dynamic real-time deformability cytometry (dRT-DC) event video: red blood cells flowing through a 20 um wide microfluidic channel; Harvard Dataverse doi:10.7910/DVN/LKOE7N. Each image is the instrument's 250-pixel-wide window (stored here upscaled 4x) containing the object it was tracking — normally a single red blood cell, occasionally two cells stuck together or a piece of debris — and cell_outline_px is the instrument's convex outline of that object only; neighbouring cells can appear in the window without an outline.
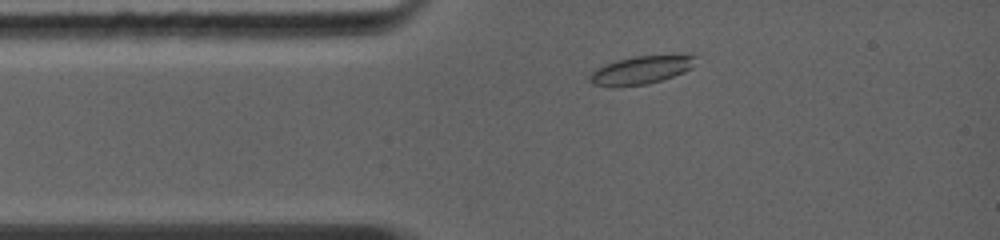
{"species": "common noctule bat (a hibernating species)", "species_latin": "Nyctalus noctula", "temperature_condition": "warm", "stored_images_in_passage": 24, "camera_frame_rate_fps": 5000, "um_per_image_px": 0.085, "animal": {"sex": "female", "body_mass_g": 19.0, "forearm_length_mm": 56.7}, "frame": {"image": 1, "passage_image": 3, "time_ms": 1.0, "image_size_px": [1000, 240], "cell_outline_px": [[696, 56], [692, 68], [684, 72], [648, 84], [616, 88], [612, 88], [592, 84], [588, 80], [588, 76], [596, 68], [604, 64], [616, 60], [636, 56], [688, 52], [692, 52]], "centroid_in_image_um": [54.52, 5.93], "position_along_channel_um": 30.5, "area_um2": 18.26}}
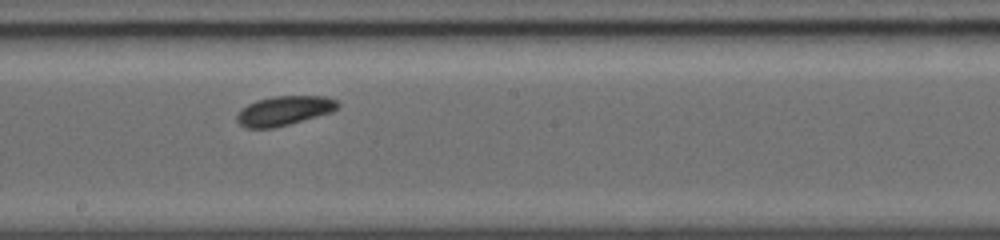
{"frame": {"image": 2, "passage_image": 13, "time_ms": 5.8, "image_size_px": [1000, 240], "cell_outline_px": [[340, 104], [332, 112], [288, 124], [272, 128], [244, 128], [236, 120], [236, 116], [240, 108], [256, 100], [272, 96], [324, 96], [336, 100]], "centroid_in_image_um": [24.11, 9.4], "position_along_channel_um": 224.1, "area_um2": 17.28}}
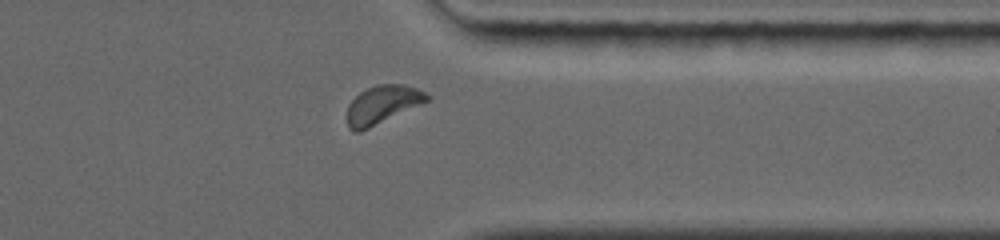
{"frame": {"image": 3, "passage_image": 21, "time_ms": 9.4, "image_size_px": [1000, 240], "cell_outline_px": [[428, 100], [360, 132], [352, 132], [348, 128], [348, 104], [360, 92], [376, 84], [400, 84], [416, 88], [424, 92], [428, 96]], "centroid_in_image_um": [32.45, 8.89], "position_along_channel_um": 379.0, "area_um2": 17.28}, "authors_computed_cell_mechanics": {"area_um2": 17.2822, "velocity_mm_per_s": 4.3464, "shape_relaxation_time_tau1_ms": 2.4766, "shape_relaxation_time_tau2_ms": null, "deformation_change_tau1": 0.0517, "deformation_change_tau2": null}}